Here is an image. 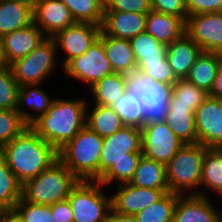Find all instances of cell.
Segmentation results:
<instances>
[{
    "instance_id": "obj_1",
    "label": "cell",
    "mask_w": 222,
    "mask_h": 222,
    "mask_svg": "<svg viewBox=\"0 0 222 222\" xmlns=\"http://www.w3.org/2000/svg\"><path fill=\"white\" fill-rule=\"evenodd\" d=\"M10 170L24 184L59 160L58 150L30 126L0 148Z\"/></svg>"
},
{
    "instance_id": "obj_2",
    "label": "cell",
    "mask_w": 222,
    "mask_h": 222,
    "mask_svg": "<svg viewBox=\"0 0 222 222\" xmlns=\"http://www.w3.org/2000/svg\"><path fill=\"white\" fill-rule=\"evenodd\" d=\"M84 98L76 100L55 98L45 114L40 115L29 126L47 143L57 150L85 126L86 107Z\"/></svg>"
},
{
    "instance_id": "obj_3",
    "label": "cell",
    "mask_w": 222,
    "mask_h": 222,
    "mask_svg": "<svg viewBox=\"0 0 222 222\" xmlns=\"http://www.w3.org/2000/svg\"><path fill=\"white\" fill-rule=\"evenodd\" d=\"M103 138L86 125L58 150L59 160L79 179H100Z\"/></svg>"
},
{
    "instance_id": "obj_4",
    "label": "cell",
    "mask_w": 222,
    "mask_h": 222,
    "mask_svg": "<svg viewBox=\"0 0 222 222\" xmlns=\"http://www.w3.org/2000/svg\"><path fill=\"white\" fill-rule=\"evenodd\" d=\"M207 149L200 143L184 144L171 158L166 164L170 192L179 195L206 197L207 194L200 189V182L203 160Z\"/></svg>"
},
{
    "instance_id": "obj_5",
    "label": "cell",
    "mask_w": 222,
    "mask_h": 222,
    "mask_svg": "<svg viewBox=\"0 0 222 222\" xmlns=\"http://www.w3.org/2000/svg\"><path fill=\"white\" fill-rule=\"evenodd\" d=\"M80 180L60 161L22 186V198L32 204L53 205L65 200Z\"/></svg>"
},
{
    "instance_id": "obj_6",
    "label": "cell",
    "mask_w": 222,
    "mask_h": 222,
    "mask_svg": "<svg viewBox=\"0 0 222 222\" xmlns=\"http://www.w3.org/2000/svg\"><path fill=\"white\" fill-rule=\"evenodd\" d=\"M126 93L141 107L145 124L162 122L169 108L172 85L136 70L127 75Z\"/></svg>"
},
{
    "instance_id": "obj_7",
    "label": "cell",
    "mask_w": 222,
    "mask_h": 222,
    "mask_svg": "<svg viewBox=\"0 0 222 222\" xmlns=\"http://www.w3.org/2000/svg\"><path fill=\"white\" fill-rule=\"evenodd\" d=\"M99 181L80 180L68 196L74 222H106L112 197ZM103 190V191H102Z\"/></svg>"
},
{
    "instance_id": "obj_8",
    "label": "cell",
    "mask_w": 222,
    "mask_h": 222,
    "mask_svg": "<svg viewBox=\"0 0 222 222\" xmlns=\"http://www.w3.org/2000/svg\"><path fill=\"white\" fill-rule=\"evenodd\" d=\"M57 48L52 38L44 39L26 57L15 60L9 66L21 87L26 84H42L54 73L57 65Z\"/></svg>"
},
{
    "instance_id": "obj_9",
    "label": "cell",
    "mask_w": 222,
    "mask_h": 222,
    "mask_svg": "<svg viewBox=\"0 0 222 222\" xmlns=\"http://www.w3.org/2000/svg\"><path fill=\"white\" fill-rule=\"evenodd\" d=\"M142 156L141 129L124 126L113 135L103 138L100 178L121 159H141Z\"/></svg>"
},
{
    "instance_id": "obj_10",
    "label": "cell",
    "mask_w": 222,
    "mask_h": 222,
    "mask_svg": "<svg viewBox=\"0 0 222 222\" xmlns=\"http://www.w3.org/2000/svg\"><path fill=\"white\" fill-rule=\"evenodd\" d=\"M63 72L75 80L84 82L89 88L107 75L114 73L106 56L103 42L99 38L85 54L72 59L63 68Z\"/></svg>"
},
{
    "instance_id": "obj_11",
    "label": "cell",
    "mask_w": 222,
    "mask_h": 222,
    "mask_svg": "<svg viewBox=\"0 0 222 222\" xmlns=\"http://www.w3.org/2000/svg\"><path fill=\"white\" fill-rule=\"evenodd\" d=\"M141 131L142 155L165 165L184 145L164 121L144 124Z\"/></svg>"
},
{
    "instance_id": "obj_12",
    "label": "cell",
    "mask_w": 222,
    "mask_h": 222,
    "mask_svg": "<svg viewBox=\"0 0 222 222\" xmlns=\"http://www.w3.org/2000/svg\"><path fill=\"white\" fill-rule=\"evenodd\" d=\"M101 26L87 23L75 22L66 29L56 33L52 39L59 51L65 52L66 56L61 61L64 68L72 59L85 54L92 44L99 38ZM60 47V48H59Z\"/></svg>"
},
{
    "instance_id": "obj_13",
    "label": "cell",
    "mask_w": 222,
    "mask_h": 222,
    "mask_svg": "<svg viewBox=\"0 0 222 222\" xmlns=\"http://www.w3.org/2000/svg\"><path fill=\"white\" fill-rule=\"evenodd\" d=\"M197 143L222 149V100L207 96L195 110Z\"/></svg>"
},
{
    "instance_id": "obj_14",
    "label": "cell",
    "mask_w": 222,
    "mask_h": 222,
    "mask_svg": "<svg viewBox=\"0 0 222 222\" xmlns=\"http://www.w3.org/2000/svg\"><path fill=\"white\" fill-rule=\"evenodd\" d=\"M185 33L203 52L222 55V12L188 16Z\"/></svg>"
},
{
    "instance_id": "obj_15",
    "label": "cell",
    "mask_w": 222,
    "mask_h": 222,
    "mask_svg": "<svg viewBox=\"0 0 222 222\" xmlns=\"http://www.w3.org/2000/svg\"><path fill=\"white\" fill-rule=\"evenodd\" d=\"M33 22L46 37L52 38L75 20L60 0H33Z\"/></svg>"
},
{
    "instance_id": "obj_16",
    "label": "cell",
    "mask_w": 222,
    "mask_h": 222,
    "mask_svg": "<svg viewBox=\"0 0 222 222\" xmlns=\"http://www.w3.org/2000/svg\"><path fill=\"white\" fill-rule=\"evenodd\" d=\"M116 188V192L111 195L112 209L124 215H136L166 194L162 189L136 187L130 183L117 185Z\"/></svg>"
},
{
    "instance_id": "obj_17",
    "label": "cell",
    "mask_w": 222,
    "mask_h": 222,
    "mask_svg": "<svg viewBox=\"0 0 222 222\" xmlns=\"http://www.w3.org/2000/svg\"><path fill=\"white\" fill-rule=\"evenodd\" d=\"M47 37L32 22L1 37L2 55L5 65L26 57Z\"/></svg>"
},
{
    "instance_id": "obj_18",
    "label": "cell",
    "mask_w": 222,
    "mask_h": 222,
    "mask_svg": "<svg viewBox=\"0 0 222 222\" xmlns=\"http://www.w3.org/2000/svg\"><path fill=\"white\" fill-rule=\"evenodd\" d=\"M147 13L104 11L101 30L109 36L132 39L146 31Z\"/></svg>"
},
{
    "instance_id": "obj_19",
    "label": "cell",
    "mask_w": 222,
    "mask_h": 222,
    "mask_svg": "<svg viewBox=\"0 0 222 222\" xmlns=\"http://www.w3.org/2000/svg\"><path fill=\"white\" fill-rule=\"evenodd\" d=\"M199 195H180L173 222H218L217 209L208 198Z\"/></svg>"
},
{
    "instance_id": "obj_20",
    "label": "cell",
    "mask_w": 222,
    "mask_h": 222,
    "mask_svg": "<svg viewBox=\"0 0 222 222\" xmlns=\"http://www.w3.org/2000/svg\"><path fill=\"white\" fill-rule=\"evenodd\" d=\"M203 50L186 33L167 46V58L177 79H184Z\"/></svg>"
},
{
    "instance_id": "obj_21",
    "label": "cell",
    "mask_w": 222,
    "mask_h": 222,
    "mask_svg": "<svg viewBox=\"0 0 222 222\" xmlns=\"http://www.w3.org/2000/svg\"><path fill=\"white\" fill-rule=\"evenodd\" d=\"M186 30V22L171 14L149 11L146 15V32L166 46L180 38Z\"/></svg>"
},
{
    "instance_id": "obj_22",
    "label": "cell",
    "mask_w": 222,
    "mask_h": 222,
    "mask_svg": "<svg viewBox=\"0 0 222 222\" xmlns=\"http://www.w3.org/2000/svg\"><path fill=\"white\" fill-rule=\"evenodd\" d=\"M99 39L103 42L106 56L115 73L129 75L137 70L130 40L106 35L102 30Z\"/></svg>"
},
{
    "instance_id": "obj_23",
    "label": "cell",
    "mask_w": 222,
    "mask_h": 222,
    "mask_svg": "<svg viewBox=\"0 0 222 222\" xmlns=\"http://www.w3.org/2000/svg\"><path fill=\"white\" fill-rule=\"evenodd\" d=\"M33 22V0H0V38Z\"/></svg>"
},
{
    "instance_id": "obj_24",
    "label": "cell",
    "mask_w": 222,
    "mask_h": 222,
    "mask_svg": "<svg viewBox=\"0 0 222 222\" xmlns=\"http://www.w3.org/2000/svg\"><path fill=\"white\" fill-rule=\"evenodd\" d=\"M40 85L41 84L22 85L18 91V105L16 110L28 125L40 115L45 114L54 101V98L51 99L47 92L39 88ZM26 106L36 113L31 114L28 112L27 109H25Z\"/></svg>"
},
{
    "instance_id": "obj_25",
    "label": "cell",
    "mask_w": 222,
    "mask_h": 222,
    "mask_svg": "<svg viewBox=\"0 0 222 222\" xmlns=\"http://www.w3.org/2000/svg\"><path fill=\"white\" fill-rule=\"evenodd\" d=\"M221 64V54L202 52L191 67L186 79L209 94Z\"/></svg>"
},
{
    "instance_id": "obj_26",
    "label": "cell",
    "mask_w": 222,
    "mask_h": 222,
    "mask_svg": "<svg viewBox=\"0 0 222 222\" xmlns=\"http://www.w3.org/2000/svg\"><path fill=\"white\" fill-rule=\"evenodd\" d=\"M129 183L136 187L162 189L167 193L169 187L166 165L142 156Z\"/></svg>"
},
{
    "instance_id": "obj_27",
    "label": "cell",
    "mask_w": 222,
    "mask_h": 222,
    "mask_svg": "<svg viewBox=\"0 0 222 222\" xmlns=\"http://www.w3.org/2000/svg\"><path fill=\"white\" fill-rule=\"evenodd\" d=\"M85 125L102 138L111 136L124 127L119 115L113 109L94 104L91 107L87 104Z\"/></svg>"
},
{
    "instance_id": "obj_28",
    "label": "cell",
    "mask_w": 222,
    "mask_h": 222,
    "mask_svg": "<svg viewBox=\"0 0 222 222\" xmlns=\"http://www.w3.org/2000/svg\"><path fill=\"white\" fill-rule=\"evenodd\" d=\"M164 122L184 144L197 143L193 108L169 107Z\"/></svg>"
},
{
    "instance_id": "obj_29",
    "label": "cell",
    "mask_w": 222,
    "mask_h": 222,
    "mask_svg": "<svg viewBox=\"0 0 222 222\" xmlns=\"http://www.w3.org/2000/svg\"><path fill=\"white\" fill-rule=\"evenodd\" d=\"M127 75L112 73L90 87L94 105L109 107L126 93Z\"/></svg>"
},
{
    "instance_id": "obj_30",
    "label": "cell",
    "mask_w": 222,
    "mask_h": 222,
    "mask_svg": "<svg viewBox=\"0 0 222 222\" xmlns=\"http://www.w3.org/2000/svg\"><path fill=\"white\" fill-rule=\"evenodd\" d=\"M222 195V149L208 148L205 152L200 187Z\"/></svg>"
},
{
    "instance_id": "obj_31",
    "label": "cell",
    "mask_w": 222,
    "mask_h": 222,
    "mask_svg": "<svg viewBox=\"0 0 222 222\" xmlns=\"http://www.w3.org/2000/svg\"><path fill=\"white\" fill-rule=\"evenodd\" d=\"M22 186L0 153V208H14L22 198Z\"/></svg>"
},
{
    "instance_id": "obj_32",
    "label": "cell",
    "mask_w": 222,
    "mask_h": 222,
    "mask_svg": "<svg viewBox=\"0 0 222 222\" xmlns=\"http://www.w3.org/2000/svg\"><path fill=\"white\" fill-rule=\"evenodd\" d=\"M207 96L208 93L189 82L186 78L177 79L172 86L169 107L193 108L196 110Z\"/></svg>"
},
{
    "instance_id": "obj_33",
    "label": "cell",
    "mask_w": 222,
    "mask_h": 222,
    "mask_svg": "<svg viewBox=\"0 0 222 222\" xmlns=\"http://www.w3.org/2000/svg\"><path fill=\"white\" fill-rule=\"evenodd\" d=\"M180 195L167 192L154 204L134 215L137 222H173L174 210Z\"/></svg>"
},
{
    "instance_id": "obj_34",
    "label": "cell",
    "mask_w": 222,
    "mask_h": 222,
    "mask_svg": "<svg viewBox=\"0 0 222 222\" xmlns=\"http://www.w3.org/2000/svg\"><path fill=\"white\" fill-rule=\"evenodd\" d=\"M136 61H153L167 56V46L161 44L146 31L130 39Z\"/></svg>"
},
{
    "instance_id": "obj_35",
    "label": "cell",
    "mask_w": 222,
    "mask_h": 222,
    "mask_svg": "<svg viewBox=\"0 0 222 222\" xmlns=\"http://www.w3.org/2000/svg\"><path fill=\"white\" fill-rule=\"evenodd\" d=\"M70 10L75 22H87L101 26L104 5L99 0H60Z\"/></svg>"
},
{
    "instance_id": "obj_36",
    "label": "cell",
    "mask_w": 222,
    "mask_h": 222,
    "mask_svg": "<svg viewBox=\"0 0 222 222\" xmlns=\"http://www.w3.org/2000/svg\"><path fill=\"white\" fill-rule=\"evenodd\" d=\"M109 107L119 115L124 126L143 128L144 113L127 93L121 95L117 101H113Z\"/></svg>"
},
{
    "instance_id": "obj_37",
    "label": "cell",
    "mask_w": 222,
    "mask_h": 222,
    "mask_svg": "<svg viewBox=\"0 0 222 222\" xmlns=\"http://www.w3.org/2000/svg\"><path fill=\"white\" fill-rule=\"evenodd\" d=\"M28 126L16 109L0 110V148L21 134Z\"/></svg>"
},
{
    "instance_id": "obj_38",
    "label": "cell",
    "mask_w": 222,
    "mask_h": 222,
    "mask_svg": "<svg viewBox=\"0 0 222 222\" xmlns=\"http://www.w3.org/2000/svg\"><path fill=\"white\" fill-rule=\"evenodd\" d=\"M20 86L10 66L0 67V110L17 109Z\"/></svg>"
},
{
    "instance_id": "obj_39",
    "label": "cell",
    "mask_w": 222,
    "mask_h": 222,
    "mask_svg": "<svg viewBox=\"0 0 222 222\" xmlns=\"http://www.w3.org/2000/svg\"><path fill=\"white\" fill-rule=\"evenodd\" d=\"M137 70L152 77L154 80L167 85L173 86L177 81L167 56L164 59L159 60L137 61Z\"/></svg>"
},
{
    "instance_id": "obj_40",
    "label": "cell",
    "mask_w": 222,
    "mask_h": 222,
    "mask_svg": "<svg viewBox=\"0 0 222 222\" xmlns=\"http://www.w3.org/2000/svg\"><path fill=\"white\" fill-rule=\"evenodd\" d=\"M140 159H121L114 163L111 168L98 180L102 185L109 186L114 181L118 185L129 183L137 169Z\"/></svg>"
},
{
    "instance_id": "obj_41",
    "label": "cell",
    "mask_w": 222,
    "mask_h": 222,
    "mask_svg": "<svg viewBox=\"0 0 222 222\" xmlns=\"http://www.w3.org/2000/svg\"><path fill=\"white\" fill-rule=\"evenodd\" d=\"M14 208L23 222H56L51 213V205L32 204L21 198Z\"/></svg>"
},
{
    "instance_id": "obj_42",
    "label": "cell",
    "mask_w": 222,
    "mask_h": 222,
    "mask_svg": "<svg viewBox=\"0 0 222 222\" xmlns=\"http://www.w3.org/2000/svg\"><path fill=\"white\" fill-rule=\"evenodd\" d=\"M151 10V0H109L104 6V11L148 13Z\"/></svg>"
},
{
    "instance_id": "obj_43",
    "label": "cell",
    "mask_w": 222,
    "mask_h": 222,
    "mask_svg": "<svg viewBox=\"0 0 222 222\" xmlns=\"http://www.w3.org/2000/svg\"><path fill=\"white\" fill-rule=\"evenodd\" d=\"M151 7L153 11L178 16L185 22L188 18L186 0H151Z\"/></svg>"
},
{
    "instance_id": "obj_44",
    "label": "cell",
    "mask_w": 222,
    "mask_h": 222,
    "mask_svg": "<svg viewBox=\"0 0 222 222\" xmlns=\"http://www.w3.org/2000/svg\"><path fill=\"white\" fill-rule=\"evenodd\" d=\"M188 16L222 12V0H186Z\"/></svg>"
},
{
    "instance_id": "obj_45",
    "label": "cell",
    "mask_w": 222,
    "mask_h": 222,
    "mask_svg": "<svg viewBox=\"0 0 222 222\" xmlns=\"http://www.w3.org/2000/svg\"><path fill=\"white\" fill-rule=\"evenodd\" d=\"M51 213L54 214L56 222H74L73 212L68 199L51 205Z\"/></svg>"
},
{
    "instance_id": "obj_46",
    "label": "cell",
    "mask_w": 222,
    "mask_h": 222,
    "mask_svg": "<svg viewBox=\"0 0 222 222\" xmlns=\"http://www.w3.org/2000/svg\"><path fill=\"white\" fill-rule=\"evenodd\" d=\"M208 95L222 100V64L217 71L214 85Z\"/></svg>"
},
{
    "instance_id": "obj_47",
    "label": "cell",
    "mask_w": 222,
    "mask_h": 222,
    "mask_svg": "<svg viewBox=\"0 0 222 222\" xmlns=\"http://www.w3.org/2000/svg\"><path fill=\"white\" fill-rule=\"evenodd\" d=\"M0 222H23V219L15 208H10L2 210Z\"/></svg>"
},
{
    "instance_id": "obj_48",
    "label": "cell",
    "mask_w": 222,
    "mask_h": 222,
    "mask_svg": "<svg viewBox=\"0 0 222 222\" xmlns=\"http://www.w3.org/2000/svg\"><path fill=\"white\" fill-rule=\"evenodd\" d=\"M106 222H137V219L134 215L120 214L111 209L108 213Z\"/></svg>"
},
{
    "instance_id": "obj_49",
    "label": "cell",
    "mask_w": 222,
    "mask_h": 222,
    "mask_svg": "<svg viewBox=\"0 0 222 222\" xmlns=\"http://www.w3.org/2000/svg\"><path fill=\"white\" fill-rule=\"evenodd\" d=\"M4 59H3V55H2V45H1V38H0V67L4 66Z\"/></svg>"
},
{
    "instance_id": "obj_50",
    "label": "cell",
    "mask_w": 222,
    "mask_h": 222,
    "mask_svg": "<svg viewBox=\"0 0 222 222\" xmlns=\"http://www.w3.org/2000/svg\"><path fill=\"white\" fill-rule=\"evenodd\" d=\"M217 219L218 222H222V213H220L219 210H217Z\"/></svg>"
},
{
    "instance_id": "obj_51",
    "label": "cell",
    "mask_w": 222,
    "mask_h": 222,
    "mask_svg": "<svg viewBox=\"0 0 222 222\" xmlns=\"http://www.w3.org/2000/svg\"><path fill=\"white\" fill-rule=\"evenodd\" d=\"M99 1L105 6L109 0H99Z\"/></svg>"
}]
</instances>
